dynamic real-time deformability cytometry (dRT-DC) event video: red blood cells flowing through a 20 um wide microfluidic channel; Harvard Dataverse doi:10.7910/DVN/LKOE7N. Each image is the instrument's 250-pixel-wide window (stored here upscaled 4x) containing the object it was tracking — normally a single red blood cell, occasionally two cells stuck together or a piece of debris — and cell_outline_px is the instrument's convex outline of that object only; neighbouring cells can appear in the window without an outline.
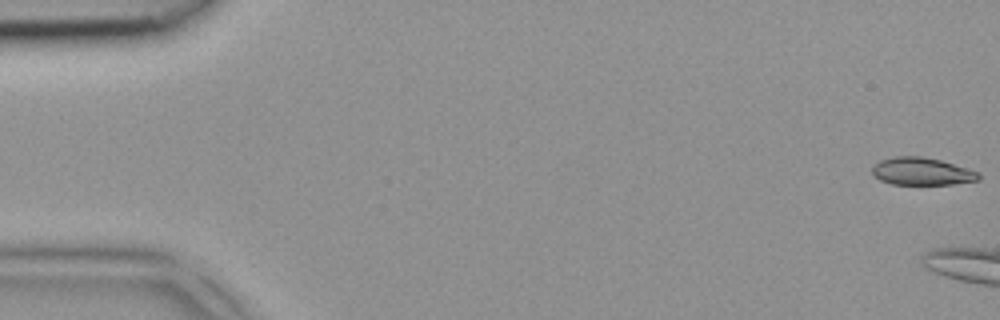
{"species": "common noctule bat (a hibernating species)", "species_latin": "Nyctalus noctula", "temperature_condition": "room temperature", "stored_images_in_passage": 8, "camera_frame_rate_fps": 3000, "um_per_image_px": 0.085, "animal": {"sex": "female", "body_mass_g": 18.4}, "frame": {"image": 1, "passage_image": 1, "time_ms": 0.0, "image_size_px": [1000, 320], "cell_outline_px": [[980, 180], [952, 184], [892, 184], [880, 180], [872, 172], [872, 168], [880, 160], [892, 156], [920, 156], [940, 160], [968, 168], [980, 172]], "centroid_in_image_um": [78.38, 14.56], "position_along_channel_um": 6.6, "area_um2": 17.05}}